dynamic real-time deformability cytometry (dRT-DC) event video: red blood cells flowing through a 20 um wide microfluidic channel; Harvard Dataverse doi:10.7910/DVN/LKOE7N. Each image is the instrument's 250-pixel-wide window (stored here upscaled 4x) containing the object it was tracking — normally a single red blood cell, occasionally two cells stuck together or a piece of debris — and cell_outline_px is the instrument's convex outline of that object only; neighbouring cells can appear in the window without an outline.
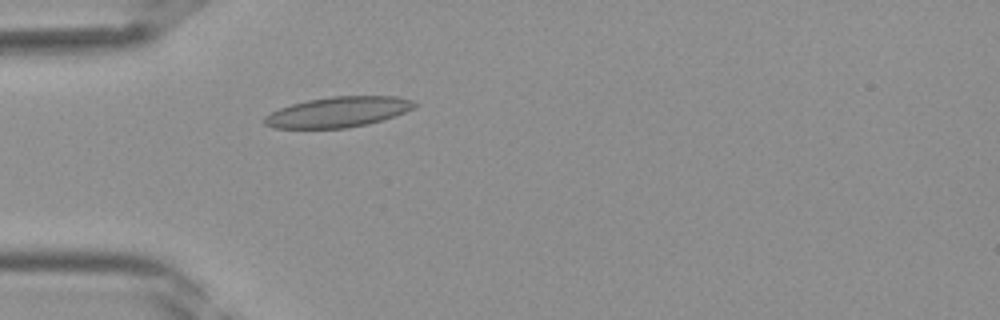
{"species": "Egyptian fruit bat (a non-hibernating species)", "species_latin": "Rousettus aegyptiacus", "temperature_condition": "room temperature", "stored_images_in_passage": 38, "camera_frame_rate_fps": 3000, "um_per_image_px": 0.085, "frame": {"image": 1, "passage_image": 10, "time_ms": 3.0, "image_size_px": [1000, 320], "cell_outline_px": [[420, 104], [404, 112], [384, 120], [368, 124], [348, 128], [272, 128], [264, 124], [264, 116], [280, 108], [292, 104], [308, 100], [332, 96], [396, 96], [412, 100]], "centroid_in_image_um": [28.75, 9.52], "position_along_channel_um": 56.2, "area_um2": 26.59}}
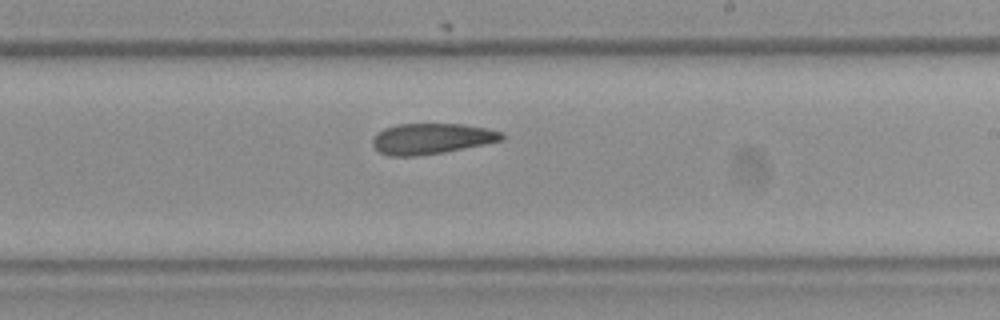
{"frame": {"image": 2, "passage_image": 22, "time_ms": 7.0, "image_size_px": [1000, 320], "cell_outline_px": [[504, 140], [444, 152], [416, 156], [388, 156], [380, 152], [372, 144], [372, 136], [376, 132], [384, 128], [396, 124], [464, 124], [488, 128], [500, 132], [504, 136]], "centroid_in_image_um": [36.64, 11.78], "position_along_channel_um": 252.4, "area_um2": 23.24}}
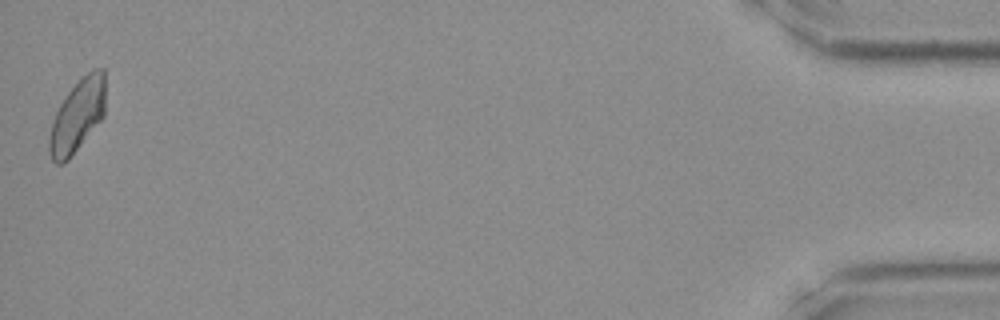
{"frame": {"image": 3, "passage_image": 38, "time_ms": 12.333, "image_size_px": [1000, 320], "cell_outline_px": [[104, 116], [68, 160], [64, 164], [56, 164], [52, 160], [48, 152], [48, 136], [56, 112], [60, 104], [68, 92], [92, 68], [104, 68]], "centroid_in_image_um": [6.56, 9.88], "position_along_channel_um": 428.6, "area_um2": 23.52}}